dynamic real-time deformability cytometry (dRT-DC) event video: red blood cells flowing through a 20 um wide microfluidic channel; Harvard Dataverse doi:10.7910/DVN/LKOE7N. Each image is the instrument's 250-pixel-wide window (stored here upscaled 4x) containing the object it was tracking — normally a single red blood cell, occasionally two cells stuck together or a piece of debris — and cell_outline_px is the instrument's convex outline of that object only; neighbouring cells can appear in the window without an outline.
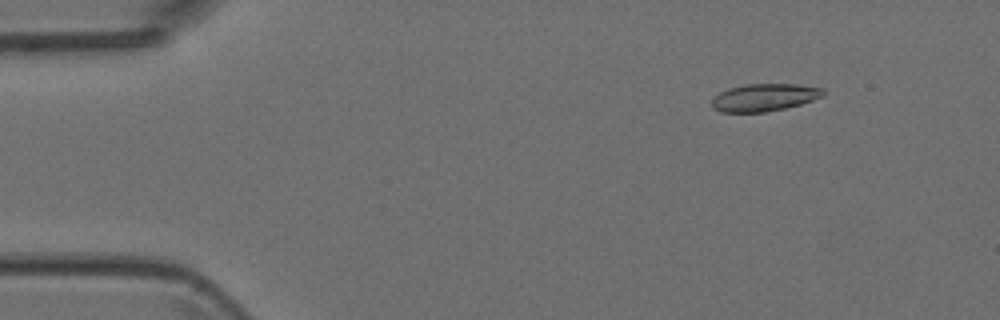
{"species": "Egyptian fruit bat (a non-hibernating species)", "species_latin": "Rousettus aegyptiacus", "temperature_condition": "room temperature", "stored_images_in_passage": 8, "camera_frame_rate_fps": 3000, "um_per_image_px": 0.085, "animal": {"sex": "female"}, "frame": {"image": 1, "passage_image": 2, "time_ms": 0.333, "image_size_px": [1000, 320], "cell_outline_px": [[824, 96], [800, 104], [784, 108], [764, 112], [720, 112], [712, 108], [712, 100], [720, 92], [728, 88], [744, 84], [796, 84], [824, 88]], "centroid_in_image_um": [64.96, 8.27], "position_along_channel_um": 20.0, "area_um2": 17.8}}
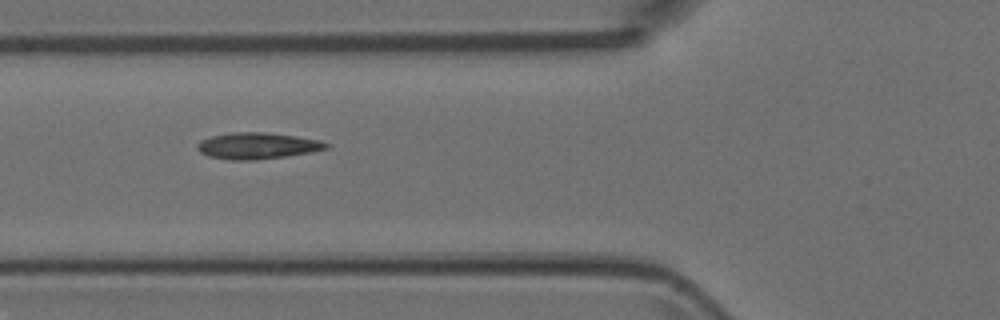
{"frame": {"image": 2, "passage_image": 6, "time_ms": 1.667, "image_size_px": [1000, 320], "cell_outline_px": [[332, 144], [328, 148], [312, 152], [256, 160], [228, 160], [208, 156], [200, 152], [196, 148], [196, 144], [200, 140], [212, 136], [232, 132], [264, 132], [296, 136], [320, 140]], "centroid_in_image_um": [21.87, 12.39], "position_along_channel_um": 103.9, "area_um2": 19.94}}
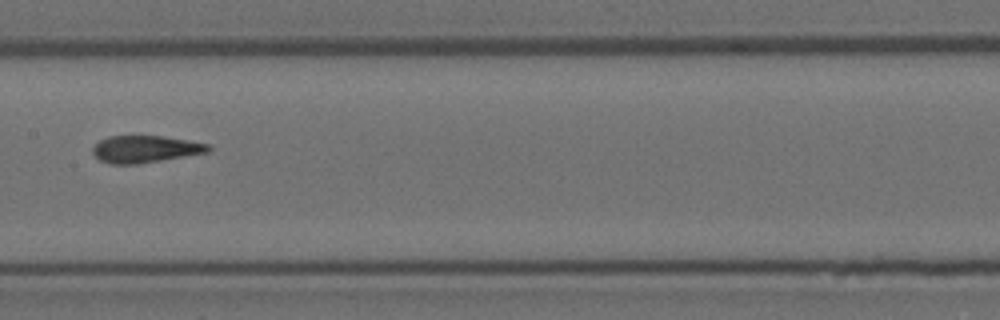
{"frame": {"image": 3, "passage_image": 8, "time_ms": 2.333, "image_size_px": [1000, 320], "cell_outline_px": [[212, 148], [208, 152], [136, 164], [112, 164], [100, 160], [92, 152], [92, 148], [100, 140], [108, 136], [160, 136], [212, 144]], "centroid_in_image_um": [12.35, 12.67], "position_along_channel_um": 195.1, "area_um2": 18.03}}